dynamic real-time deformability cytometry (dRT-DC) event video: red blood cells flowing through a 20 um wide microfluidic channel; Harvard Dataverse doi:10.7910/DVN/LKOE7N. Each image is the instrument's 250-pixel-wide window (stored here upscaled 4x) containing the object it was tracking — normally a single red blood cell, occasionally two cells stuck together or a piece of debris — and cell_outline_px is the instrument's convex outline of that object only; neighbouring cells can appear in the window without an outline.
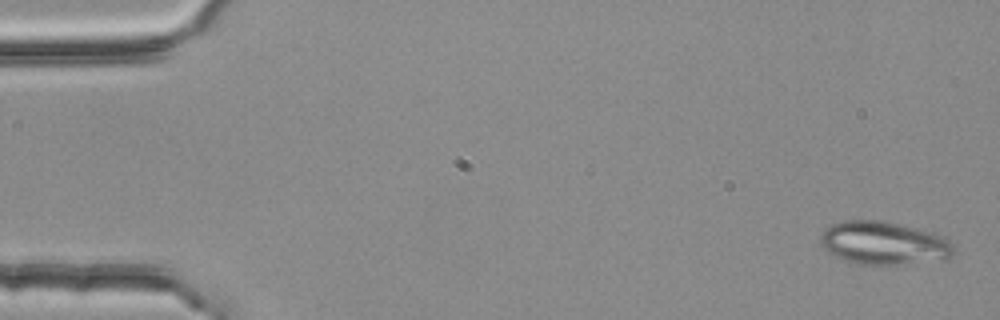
{"species": "common noctule bat (a hibernating species)", "species_latin": "Nyctalus noctula", "temperature_condition": "room temperature", "stored_images_in_passage": 4, "camera_frame_rate_fps": 3000, "um_per_image_px": 0.085, "animal": {"sex": "female", "body_mass_g": 25.1}, "frame": {"image": 1, "passage_image": 1, "time_ms": 0.0, "image_size_px": [1000, 320], "cell_outline_px": [[952, 256], [948, 260], [904, 264], [860, 264], [836, 256], [828, 252], [820, 244], [820, 232], [824, 228], [832, 224], [844, 220], [880, 220], [936, 232], [948, 240], [952, 244]], "centroid_in_image_um": [75.13, 20.65], "position_along_channel_um": 9.9, "area_um2": 33.7}}